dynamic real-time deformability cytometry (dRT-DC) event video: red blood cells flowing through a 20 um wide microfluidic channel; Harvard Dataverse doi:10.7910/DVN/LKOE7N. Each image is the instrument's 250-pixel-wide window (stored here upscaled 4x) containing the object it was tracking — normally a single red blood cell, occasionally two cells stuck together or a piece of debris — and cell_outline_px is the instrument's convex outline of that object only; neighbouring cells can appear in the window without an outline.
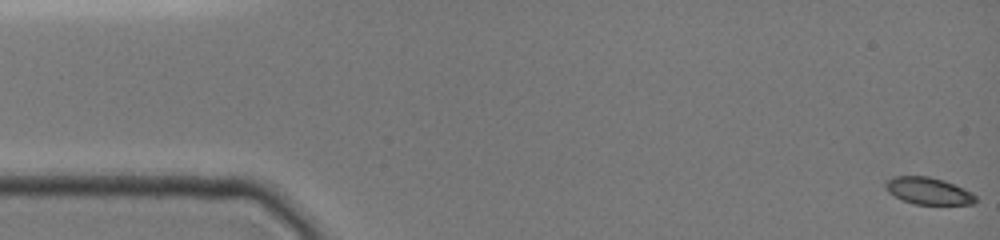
{"species": "common noctule bat (a hibernating species)", "species_latin": "Nyctalus noctula", "temperature_condition": "cold", "stored_images_in_passage": 44, "camera_frame_rate_fps": 3000, "um_per_image_px": 0.085, "animal": {"sex": "female", "body_mass_g": 19.0, "forearm_length_mm": 51.5}, "frame": {"image": 1, "passage_image": 1, "time_ms": 0.0, "image_size_px": [1000, 240], "cell_outline_px": [[976, 204], [912, 204], [888, 192], [884, 188], [884, 184], [892, 176], [928, 176], [944, 180], [964, 188], [972, 192], [976, 196]], "centroid_in_image_um": [78.92, 16.22], "position_along_channel_um": 6.1, "area_um2": 14.22}}
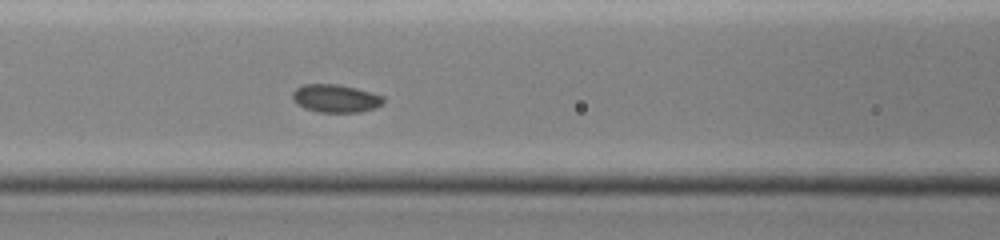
{"frame": {"image": 2, "passage_image": 19, "time_ms": 6.0, "image_size_px": [1000, 240], "cell_outline_px": [[384, 104], [376, 108], [360, 112], [320, 112], [304, 108], [296, 104], [292, 100], [292, 92], [296, 88], [304, 84], [336, 84], [356, 88], [384, 96]], "centroid_in_image_um": [28.52, 8.37], "position_along_channel_um": 138.1, "area_um2": 14.97}}
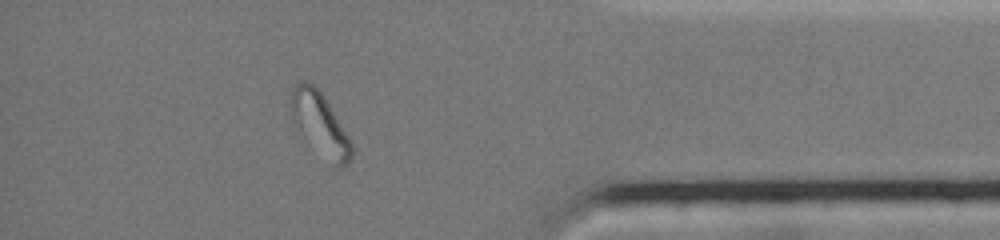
{"frame": {"image": 3, "passage_image": 38, "time_ms": 12.333, "image_size_px": [1000, 240], "cell_outline_px": [[352, 156], [348, 164], [344, 168], [332, 168], [292, 120], [292, 92], [296, 84], [300, 80], [312, 84], [324, 96], [348, 136], [352, 144]], "centroid_in_image_um": [27.25, 10.62], "position_along_channel_um": 407.9, "area_um2": 21.62}, "authors_computed_cell_mechanics": {"area_um2": 15.2303, "velocity_mm_per_s": 3.9885, "shape_relaxation_time_tau1_ms": null, "shape_relaxation_time_tau2_ms": 2.0346, "deformation_change_tau1": null, "deformation_change_tau2": 0.0561}}